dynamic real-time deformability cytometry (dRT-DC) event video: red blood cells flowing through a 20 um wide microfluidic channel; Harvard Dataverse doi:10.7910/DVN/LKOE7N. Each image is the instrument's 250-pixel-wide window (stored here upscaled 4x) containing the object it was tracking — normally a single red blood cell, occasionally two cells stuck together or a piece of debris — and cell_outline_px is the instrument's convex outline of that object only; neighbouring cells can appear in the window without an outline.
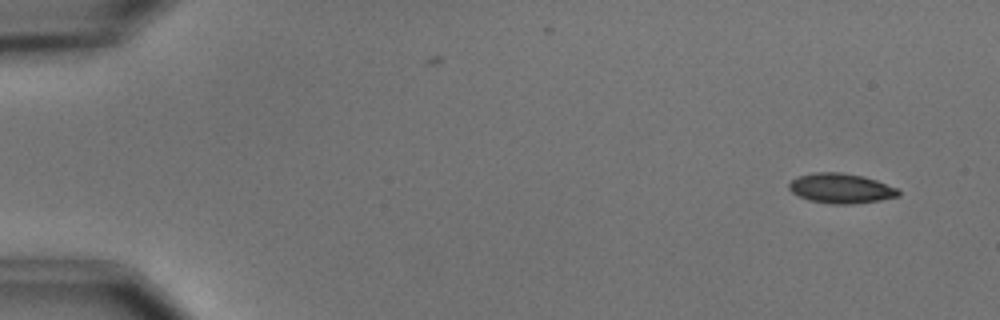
{"species": "common noctule bat (a hibernating species)", "species_latin": "Nyctalus noctula", "temperature_condition": "cold", "stored_images_in_passage": 8, "camera_frame_rate_fps": 3000, "um_per_image_px": 0.085, "animal": {"sex": "male", "body_mass_g": 15.6}, "frame": {"image": 1, "passage_image": 1, "time_ms": 0.0, "image_size_px": [1000, 320], "cell_outline_px": [[900, 196], [880, 200], [852, 204], [832, 204], [808, 200], [792, 192], [788, 188], [788, 184], [796, 176], [812, 172], [840, 172], [864, 176], [876, 180], [896, 188], [900, 192]], "centroid_in_image_um": [71.45, 16.0], "position_along_channel_um": 13.5, "area_um2": 19.13}}
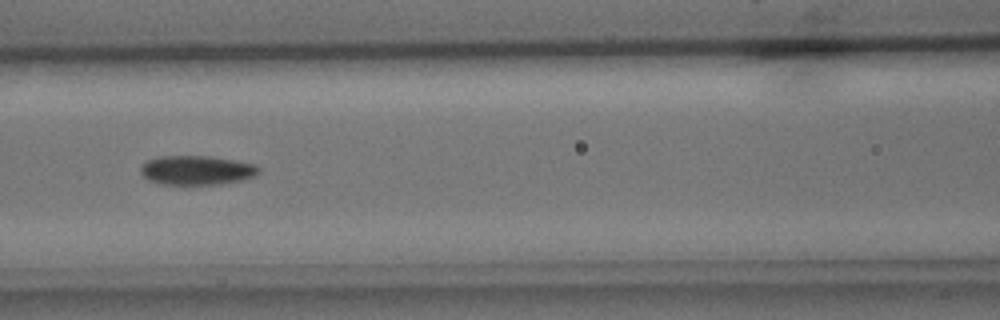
{"frame": {"image": 2, "passage_image": 7, "time_ms": 7.0, "image_size_px": [1000, 320], "cell_outline_px": [[260, 172], [256, 176], [240, 180], [220, 184], [160, 184], [148, 180], [140, 172], [140, 168], [148, 160], [160, 156], [208, 156], [256, 164], [260, 168]], "centroid_in_image_um": [16.73, 14.47], "position_along_channel_um": 149.9, "area_um2": 20.06}}
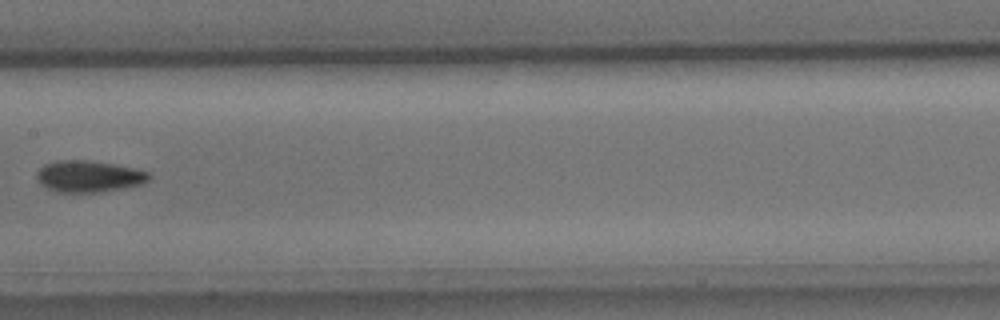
{"frame": {"image": 3, "passage_image": 8, "time_ms": 8.333, "image_size_px": [1000, 320], "cell_outline_px": [[152, 176], [148, 180], [140, 184], [100, 192], [56, 192], [40, 184], [36, 176], [36, 172], [44, 164], [56, 160], [88, 160], [112, 164], [132, 168], [148, 172]], "centroid_in_image_um": [7.49, 14.98], "position_along_channel_um": 199.9, "area_um2": 20.46}}